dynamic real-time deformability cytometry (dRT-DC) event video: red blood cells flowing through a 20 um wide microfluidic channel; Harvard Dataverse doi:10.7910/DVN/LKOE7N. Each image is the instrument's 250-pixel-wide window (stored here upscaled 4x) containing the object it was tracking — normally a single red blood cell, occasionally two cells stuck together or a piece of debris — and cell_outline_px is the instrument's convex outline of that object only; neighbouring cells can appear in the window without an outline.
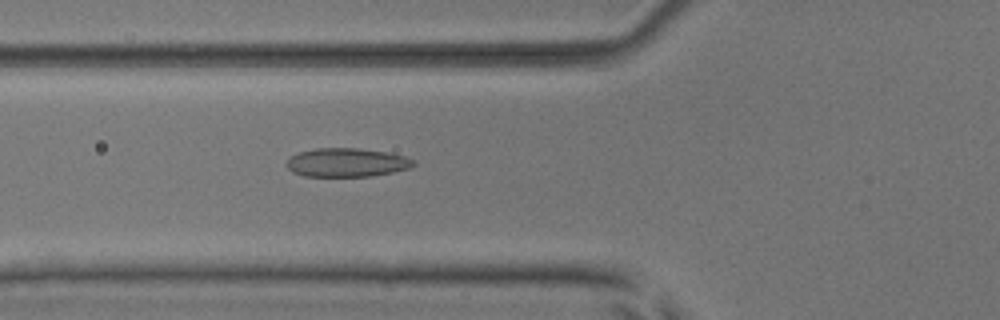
{"species": "common noctule bat (a hibernating species)", "species_latin": "Nyctalus noctula", "temperature_condition": "room temperature", "stored_images_in_passage": 33, "camera_frame_rate_fps": 3000, "um_per_image_px": 0.085, "animal": {"sex": "male", "body_mass_g": 17.9, "forearm_length_mm": 54.2}, "frame": {"image": 1, "passage_image": 4, "time_ms": 1.0, "image_size_px": [1000, 320], "cell_outline_px": [[416, 164], [412, 168], [372, 176], [304, 176], [292, 172], [288, 168], [288, 156], [300, 152], [316, 148], [360, 148], [388, 152], [404, 156], [412, 160]], "centroid_in_image_um": [29.48, 13.81], "position_along_channel_um": 96.3, "area_um2": 21.27}}
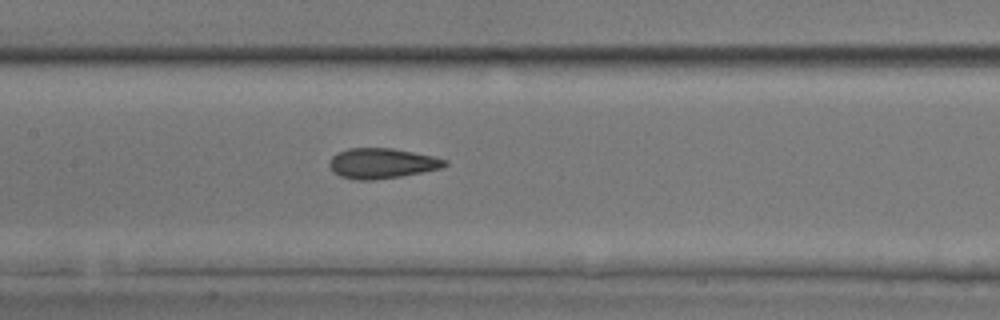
{"frame": {"image": 2, "passage_image": 10, "time_ms": 3.0, "image_size_px": [1000, 320], "cell_outline_px": [[448, 164], [440, 168], [400, 176], [372, 180], [356, 180], [340, 176], [332, 172], [328, 164], [328, 160], [336, 152], [348, 148], [392, 148], [432, 156], [448, 160]], "centroid_in_image_um": [32.39, 13.88], "position_along_channel_um": 175.0, "area_um2": 20.35}}
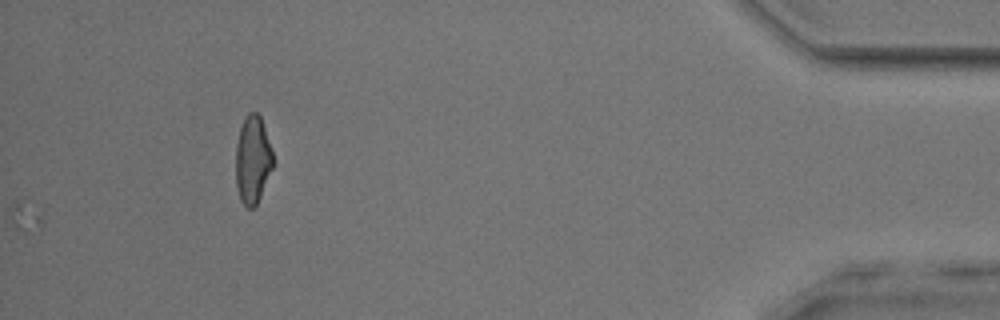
{"frame": {"image": 3, "passage_image": 33, "time_ms": 10.667, "image_size_px": [1000, 320], "cell_outline_px": [[272, 168], [260, 196], [256, 204], [252, 208], [248, 208], [240, 200], [236, 184], [236, 144], [240, 128], [244, 116], [248, 112], [256, 112], [260, 116], [272, 152]], "centroid_in_image_um": [21.45, 13.56], "position_along_channel_um": 413.8, "area_um2": 18.73}, "authors_computed_cell_mechanics": {"area_um2": 19.7676, "velocity_mm_per_s": 3.9152, "shape_relaxation_time_tau1_ms": 4.5684, "shape_relaxation_time_tau2_ms": 1.7059, "deformation_change_tau1": 0.1235, "deformation_change_tau2": 0.0784}}